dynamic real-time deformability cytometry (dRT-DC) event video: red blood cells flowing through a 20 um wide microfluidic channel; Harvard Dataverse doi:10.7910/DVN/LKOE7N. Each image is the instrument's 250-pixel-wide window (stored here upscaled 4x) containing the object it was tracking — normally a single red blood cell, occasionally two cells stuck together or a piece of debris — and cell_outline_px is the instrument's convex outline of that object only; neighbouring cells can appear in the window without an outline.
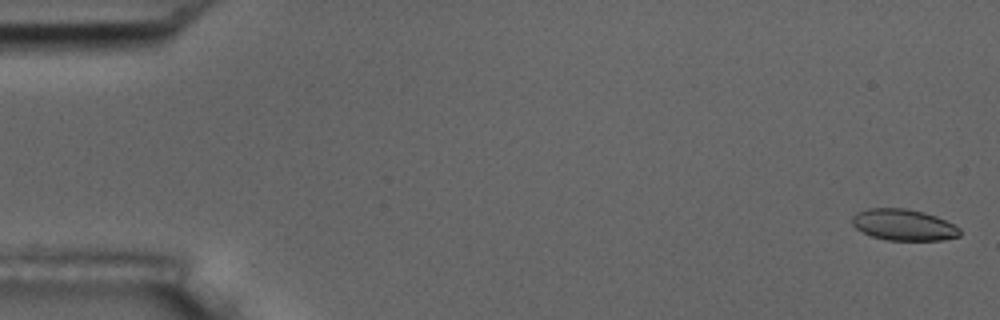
{"species": "common noctule bat (a hibernating species)", "species_latin": "Nyctalus noctula", "temperature_condition": "room temperature", "stored_images_in_passage": 11, "camera_frame_rate_fps": 3000, "um_per_image_px": 0.085, "animal": {"sex": "male", "body_mass_g": 17.5, "forearm_length_mm": 52.3}, "frame": {"image": 1, "passage_image": 1, "time_ms": 0.0, "image_size_px": [1000, 320], "cell_outline_px": [[960, 236], [944, 240], [888, 240], [872, 236], [856, 228], [852, 224], [852, 216], [856, 212], [868, 208], [904, 208], [924, 212], [936, 216], [960, 228]], "centroid_in_image_um": [76.8, 19.11], "position_along_channel_um": 8.2, "area_um2": 19.59}}
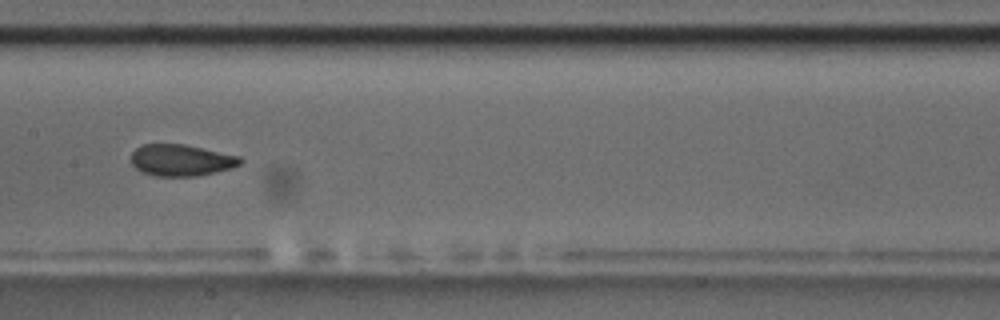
{"frame": {"image": 2, "passage_image": 8, "time_ms": 9.0, "image_size_px": [1000, 320], "cell_outline_px": [[244, 160], [240, 164], [232, 168], [196, 176], [156, 176], [144, 172], [136, 168], [132, 164], [132, 152], [136, 148], [144, 144], [184, 144], [240, 156]], "centroid_in_image_um": [15.42, 13.61], "position_along_channel_um": 192.0, "area_um2": 19.94}}
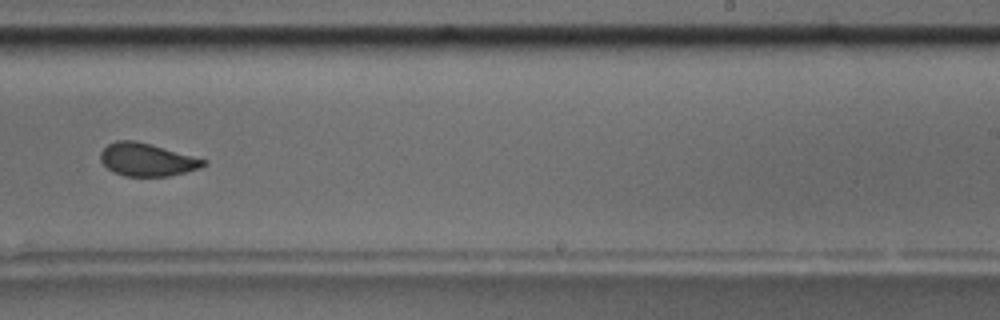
{"frame": {"image": 3, "passage_image": 10, "time_ms": 11.333, "image_size_px": [1000, 320], "cell_outline_px": [[208, 164], [200, 168], [168, 176], [124, 176], [112, 172], [100, 160], [100, 152], [108, 144], [116, 140], [136, 140], [152, 144], [208, 160]], "centroid_in_image_um": [12.5, 13.56], "position_along_channel_um": 276.5, "area_um2": 19.88}}